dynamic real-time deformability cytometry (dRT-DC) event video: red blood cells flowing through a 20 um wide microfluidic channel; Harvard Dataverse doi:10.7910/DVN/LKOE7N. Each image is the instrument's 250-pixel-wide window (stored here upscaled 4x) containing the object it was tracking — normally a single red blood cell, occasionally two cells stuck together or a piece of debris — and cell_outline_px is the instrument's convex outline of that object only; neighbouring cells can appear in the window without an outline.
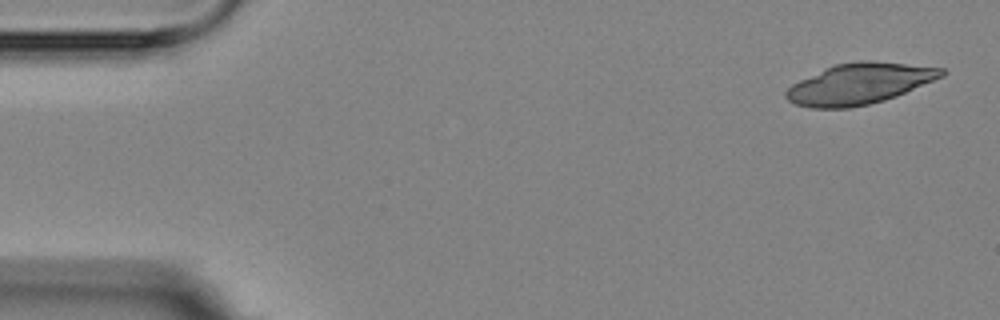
{"species": "Egyptian fruit bat (a non-hibernating species)", "species_latin": "Rousettus aegyptiacus", "temperature_condition": "room temperature", "stored_images_in_passage": 4, "camera_frame_rate_fps": 3000, "um_per_image_px": 0.085, "animal": {"sex": "female"}, "frame": {"image": 1, "passage_image": 1, "time_ms": 0.0, "image_size_px": [1000, 320], "cell_outline_px": [[948, 72], [944, 76], [896, 96], [884, 100], [868, 104], [848, 108], [812, 108], [796, 104], [788, 100], [784, 96], [784, 92], [792, 84], [832, 64], [860, 60], [872, 60], [944, 68]], "centroid_in_image_um": [73.05, 7.1], "position_along_channel_um": 11.9, "area_um2": 37.11}}